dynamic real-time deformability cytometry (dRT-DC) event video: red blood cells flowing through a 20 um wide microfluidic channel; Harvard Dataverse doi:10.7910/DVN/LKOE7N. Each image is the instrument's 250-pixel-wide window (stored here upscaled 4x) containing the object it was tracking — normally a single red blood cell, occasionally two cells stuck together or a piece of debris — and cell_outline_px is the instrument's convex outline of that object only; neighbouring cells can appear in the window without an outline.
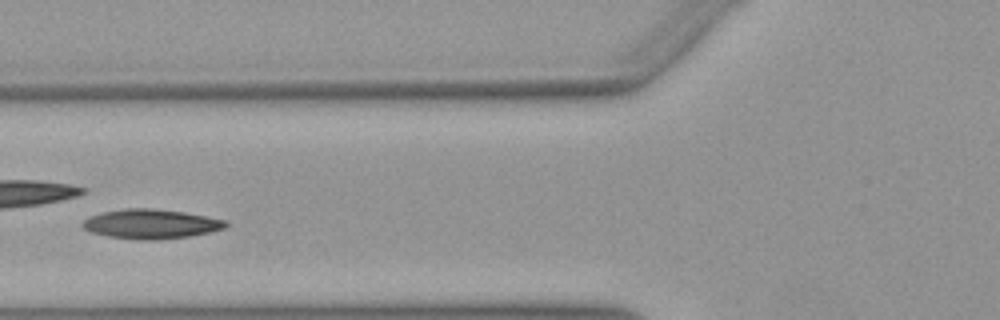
{"species": "Egyptian fruit bat (a non-hibernating species)", "species_latin": "Rousettus aegyptiacus", "temperature_condition": "warm", "stored_images_in_passage": 36, "camera_frame_rate_fps": 3000, "um_per_image_px": 0.085, "animal": {"sex": "female"}, "frame": {"image": 1, "passage_image": 6, "time_ms": 1.667, "image_size_px": [1000, 320], "cell_outline_px": [[228, 224], [224, 228], [212, 232], [192, 236], [160, 240], [144, 240], [108, 236], [88, 232], [80, 224], [84, 220], [100, 212], [124, 208], [152, 208], [184, 212], [228, 220]], "centroid_in_image_um": [12.85, 19.04], "position_along_channel_um": 113.0, "area_um2": 24.85}}
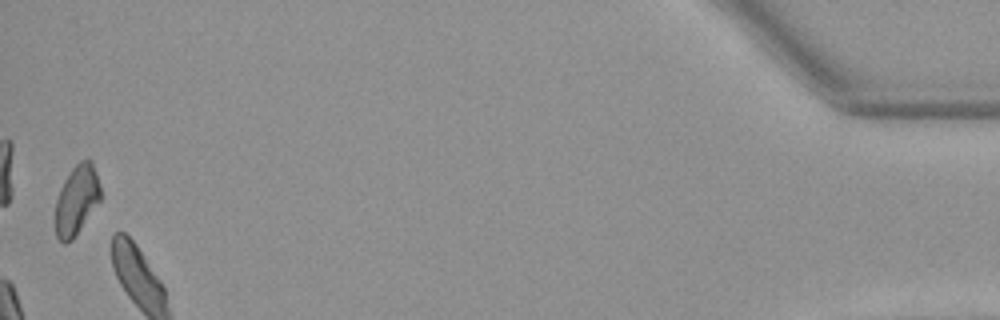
{"frame": {"image": 2, "passage_image": 36, "time_ms": 11.667, "image_size_px": [1000, 320], "cell_outline_px": [[100, 200], [72, 240], [64, 244], [56, 236], [56, 200], [60, 188], [64, 180], [72, 168], [80, 160], [88, 156], [92, 160], [100, 184]], "centroid_in_image_um": [6.52, 16.95], "position_along_channel_um": 428.7, "area_um2": 18.26}, "authors_computed_cell_mechanics": {"area_um2": 23.409, "velocity_mm_per_s": 3.9309, "shape_relaxation_time_tau1_ms": 4.6856, "shape_relaxation_time_tau2_ms": 9.1075, "deformation_change_tau1": 0.1362, "deformation_change_tau2": 0.1492}}